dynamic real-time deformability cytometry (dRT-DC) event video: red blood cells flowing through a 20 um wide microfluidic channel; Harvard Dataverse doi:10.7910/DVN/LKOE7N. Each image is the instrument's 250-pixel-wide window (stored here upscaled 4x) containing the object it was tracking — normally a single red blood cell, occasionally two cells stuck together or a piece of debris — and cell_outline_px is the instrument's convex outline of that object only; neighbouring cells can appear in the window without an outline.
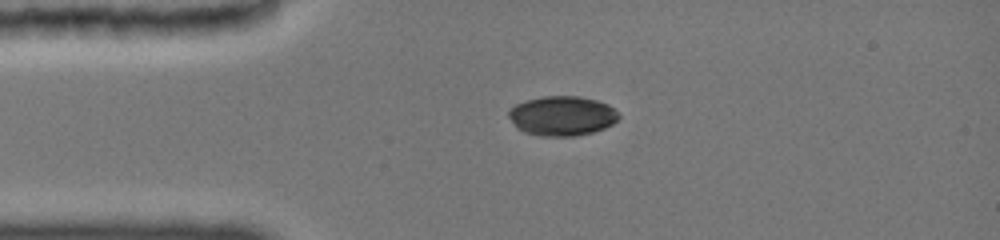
{"species": "common noctule bat (a hibernating species)", "species_latin": "Nyctalus noctula", "temperature_condition": "cold", "stored_images_in_passage": 22, "camera_frame_rate_fps": 3000, "um_per_image_px": 0.085, "animal": {"sex": "female", "body_mass_g": 19.0, "forearm_length_mm": 51.5}, "frame": {"image": 1, "passage_image": 1, "time_ms": 0.0, "image_size_px": [1000, 240], "cell_outline_px": [[620, 116], [612, 124], [604, 128], [592, 132], [572, 136], [544, 136], [524, 132], [516, 128], [508, 116], [508, 112], [516, 104], [524, 100], [544, 96], [580, 96], [596, 100], [608, 104]], "centroid_in_image_um": [47.75, 9.84], "position_along_channel_um": 37.3, "area_um2": 25.32}}
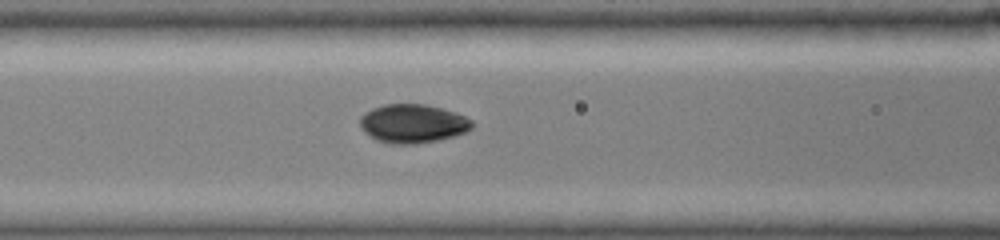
{"frame": {"image": 2, "passage_image": 15, "time_ms": 3.0, "image_size_px": [1000, 240], "cell_outline_px": [[472, 128], [464, 132], [452, 136], [436, 140], [412, 144], [392, 144], [380, 140], [372, 136], [360, 124], [360, 116], [372, 108], [384, 104], [428, 104], [456, 112], [472, 120]], "centroid_in_image_um": [35.11, 10.48], "position_along_channel_um": 131.5, "area_um2": 24.85}}
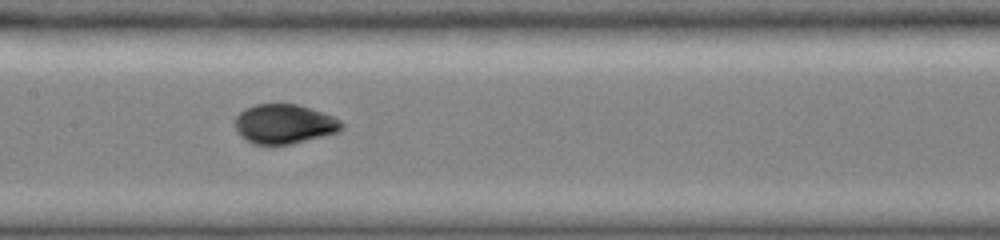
{"frame": {"image": 3, "passage_image": 21, "time_ms": 4.333, "image_size_px": [1000, 240], "cell_outline_px": [[344, 128], [336, 132], [292, 144], [252, 144], [236, 128], [236, 116], [244, 108], [256, 104], [296, 104], [324, 112], [340, 120], [344, 124]], "centroid_in_image_um": [24.19, 10.52], "position_along_channel_um": 183.2, "area_um2": 24.22}}